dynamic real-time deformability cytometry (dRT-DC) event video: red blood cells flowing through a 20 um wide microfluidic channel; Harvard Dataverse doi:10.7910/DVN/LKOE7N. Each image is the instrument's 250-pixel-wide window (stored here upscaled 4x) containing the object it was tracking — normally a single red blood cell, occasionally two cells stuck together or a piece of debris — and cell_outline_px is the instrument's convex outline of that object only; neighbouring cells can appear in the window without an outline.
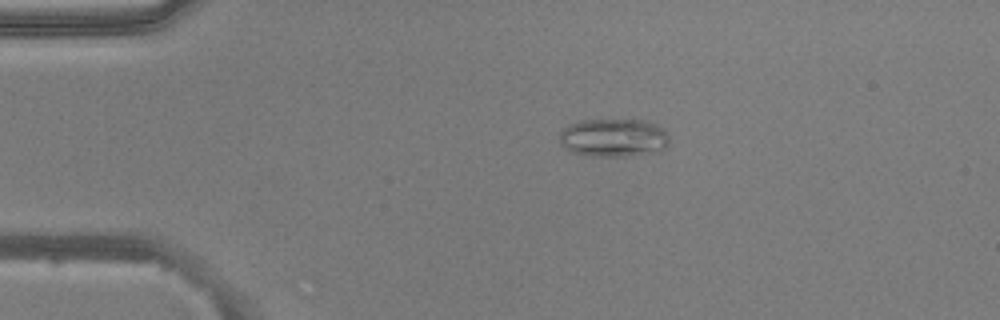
{"species": "common noctule bat (a hibernating species)", "species_latin": "Nyctalus noctula", "temperature_condition": "warm", "stored_images_in_passage": 52, "camera_frame_rate_fps": 3000, "um_per_image_px": 0.085, "animal": {"sex": "male", "body_mass_g": 20.5, "forearm_length_mm": 52.5}, "frame": {"image": 1, "passage_image": 11, "time_ms": 3.333, "image_size_px": [1000, 320], "cell_outline_px": [[668, 144], [660, 152], [624, 156], [584, 156], [568, 152], [560, 144], [560, 132], [568, 124], [580, 120], [632, 116], [656, 120], [668, 132]], "centroid_in_image_um": [52.21, 11.63], "position_along_channel_um": 32.8, "area_um2": 26.36}}
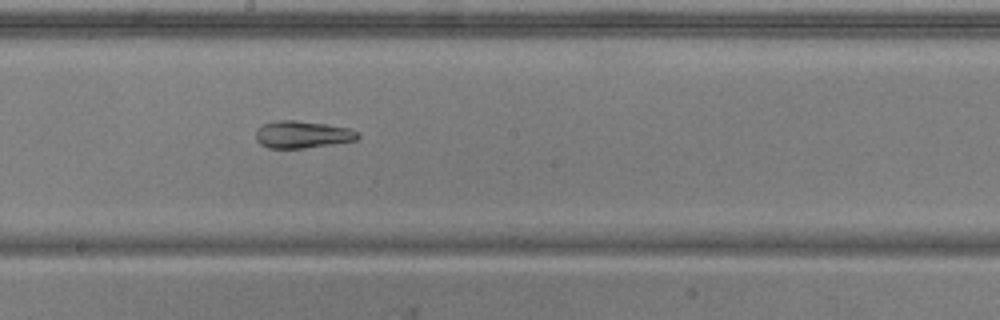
{"frame": {"image": 2, "passage_image": 29, "time_ms": 9.333, "image_size_px": [1000, 320], "cell_outline_px": [[360, 136], [356, 140], [332, 144], [304, 148], [268, 148], [260, 144], [256, 140], [256, 132], [264, 124], [276, 120], [296, 120], [324, 124], [348, 128], [356, 132]], "centroid_in_image_um": [25.67, 11.44], "position_along_channel_um": 222.5, "area_um2": 15.95}}
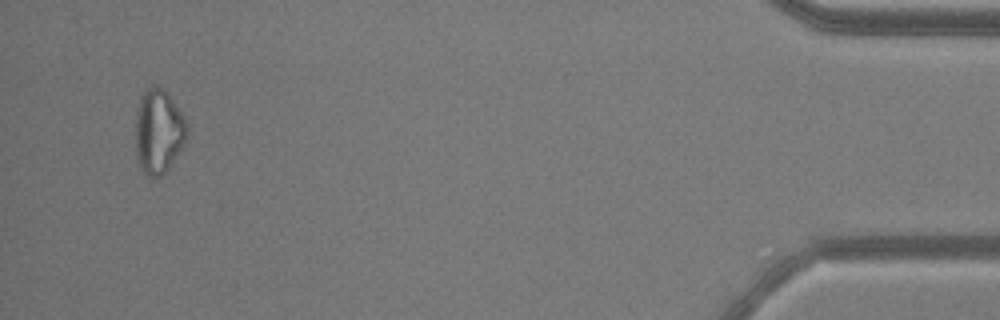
{"frame": {"image": 3, "passage_image": 50, "time_ms": 16.333, "image_size_px": [1000, 320], "cell_outline_px": [[188, 132], [184, 144], [168, 168], [160, 176], [148, 176], [140, 168], [136, 156], [136, 112], [140, 96], [152, 84], [168, 92], [184, 116], [188, 124]], "centroid_in_image_um": [13.48, 11.14], "position_along_channel_um": 421.7, "area_um2": 25.37}, "authors_computed_cell_mechanics": {"area_um2": 21.1837, "velocity_mm_per_s": 3.942, "shape_relaxation_time_tau1_ms": null, "shape_relaxation_time_tau2_ms": 4.5106, "deformation_change_tau1": null, "deformation_change_tau2": 0.106}}